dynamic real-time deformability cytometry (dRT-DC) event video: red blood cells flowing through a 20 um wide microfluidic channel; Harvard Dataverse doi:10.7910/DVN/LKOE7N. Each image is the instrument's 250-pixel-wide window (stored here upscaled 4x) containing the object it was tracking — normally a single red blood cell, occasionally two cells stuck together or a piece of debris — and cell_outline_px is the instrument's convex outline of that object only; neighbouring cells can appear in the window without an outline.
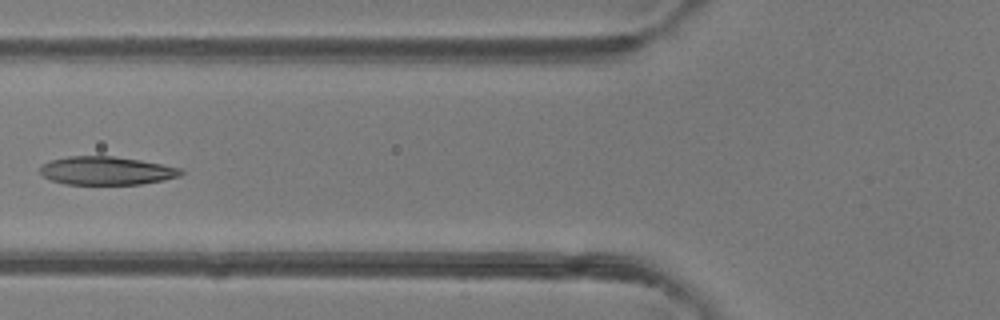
{"species": "common noctule bat (a hibernating species)", "species_latin": "Nyctalus noctula", "temperature_condition": "room temperature", "stored_images_in_passage": 7, "camera_frame_rate_fps": 3000, "um_per_image_px": 0.085, "animal": {"sex": "female"}, "frame": {"image": 1, "passage_image": 5, "time_ms": 1.333, "image_size_px": [1000, 320], "cell_outline_px": [[184, 172], [180, 176], [164, 180], [140, 184], [64, 184], [52, 180], [44, 176], [40, 172], [40, 164], [52, 160], [68, 156], [112, 156], [140, 160], [180, 168]], "centroid_in_image_um": [9.03, 14.51], "position_along_channel_um": 116.8, "area_um2": 23.12}}
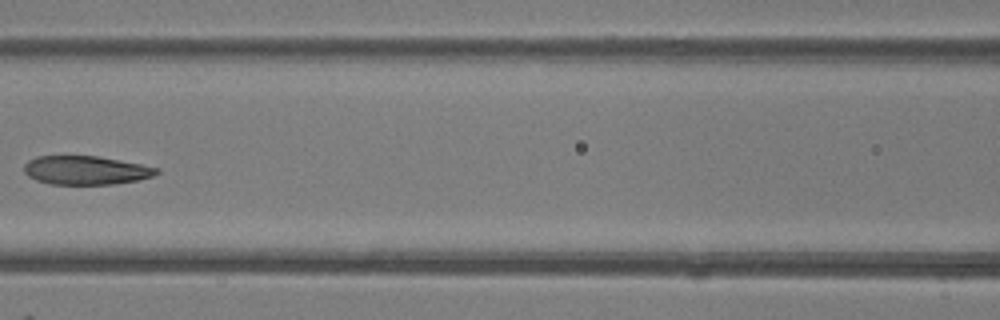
{"frame": {"image": 2, "passage_image": 6, "time_ms": 1.667, "image_size_px": [1000, 320], "cell_outline_px": [[160, 172], [152, 176], [136, 180], [112, 184], [52, 184], [36, 180], [28, 176], [24, 172], [24, 164], [28, 160], [36, 156], [96, 156], [140, 164], [160, 168]], "centroid_in_image_um": [7.27, 14.47], "position_along_channel_um": 159.3, "area_um2": 22.02}}
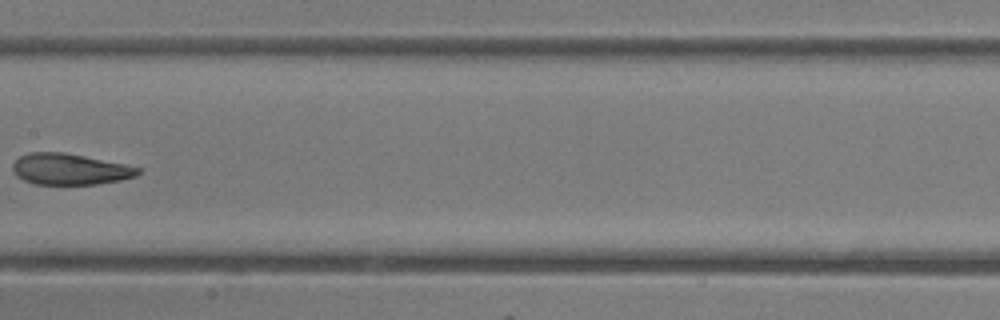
{"frame": {"image": 3, "passage_image": 7, "time_ms": 2.0, "image_size_px": [1000, 320], "cell_outline_px": [[140, 172], [136, 176], [120, 180], [96, 184], [36, 184], [24, 180], [16, 176], [12, 172], [12, 164], [20, 156], [28, 152], [64, 152], [124, 164], [140, 168]], "centroid_in_image_um": [5.89, 14.38], "position_along_channel_um": 201.5, "area_um2": 22.66}}